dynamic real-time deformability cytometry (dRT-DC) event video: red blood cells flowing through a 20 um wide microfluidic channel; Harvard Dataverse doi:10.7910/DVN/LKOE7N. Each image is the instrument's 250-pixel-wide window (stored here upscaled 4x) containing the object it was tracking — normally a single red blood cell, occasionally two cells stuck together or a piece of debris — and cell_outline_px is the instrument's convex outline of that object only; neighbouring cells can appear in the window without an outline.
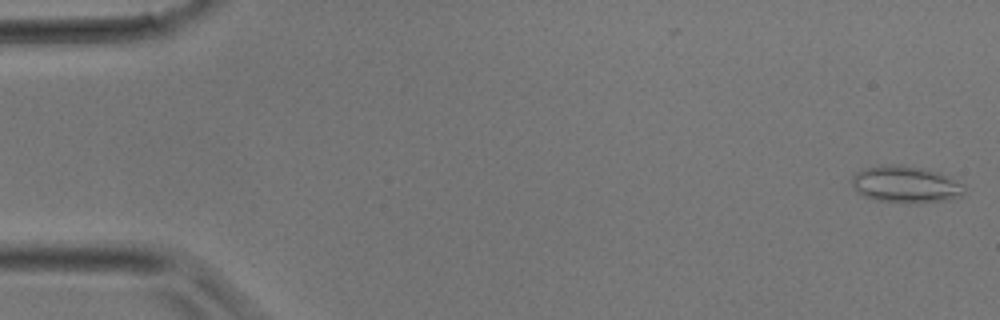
{"species": "common noctule bat (a hibernating species)", "species_latin": "Nyctalus noctula", "temperature_condition": "room temperature", "stored_images_in_passage": 32, "camera_frame_rate_fps": 3000, "um_per_image_px": 0.085, "animal": {"sex": "male", "body_mass_g": 17.9}, "frame": {"image": 1, "passage_image": 1, "time_ms": 0.0, "image_size_px": [1000, 320], "cell_outline_px": [[964, 192], [960, 196], [944, 200], [916, 204], [908, 204], [876, 200], [864, 196], [856, 192], [852, 184], [852, 176], [856, 172], [864, 168], [888, 164], [900, 164], [924, 168], [948, 176], [964, 184]], "centroid_in_image_um": [76.96, 15.68], "position_along_channel_um": 8.0, "area_um2": 24.39}}
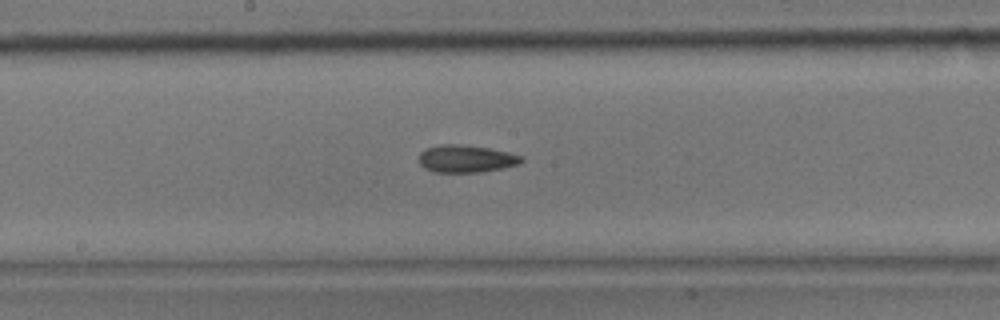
{"frame": {"image": 2, "passage_image": 18, "time_ms": 5.667, "image_size_px": [1000, 320], "cell_outline_px": [[524, 160], [520, 164], [504, 168], [480, 172], [432, 172], [424, 168], [420, 164], [420, 152], [428, 148], [440, 144], [456, 144], [488, 148], [508, 152], [524, 156]], "centroid_in_image_um": [39.65, 13.5], "position_along_channel_um": 208.6, "area_um2": 16.42}}
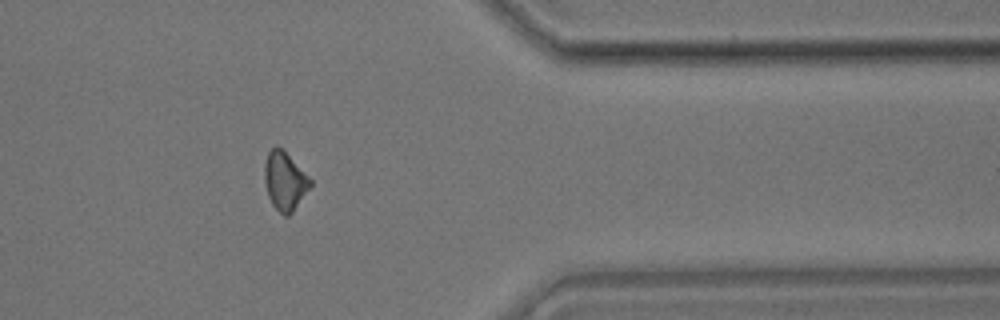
{"frame": {"image": 3, "passage_image": 28, "time_ms": 9.0, "image_size_px": [1000, 320], "cell_outline_px": [[312, 184], [292, 212], [288, 216], [284, 216], [272, 204], [268, 196], [264, 180], [264, 164], [268, 152], [276, 144], [312, 180]], "centroid_in_image_um": [24.18, 15.4], "position_along_channel_um": 387.2, "area_um2": 15.2}}